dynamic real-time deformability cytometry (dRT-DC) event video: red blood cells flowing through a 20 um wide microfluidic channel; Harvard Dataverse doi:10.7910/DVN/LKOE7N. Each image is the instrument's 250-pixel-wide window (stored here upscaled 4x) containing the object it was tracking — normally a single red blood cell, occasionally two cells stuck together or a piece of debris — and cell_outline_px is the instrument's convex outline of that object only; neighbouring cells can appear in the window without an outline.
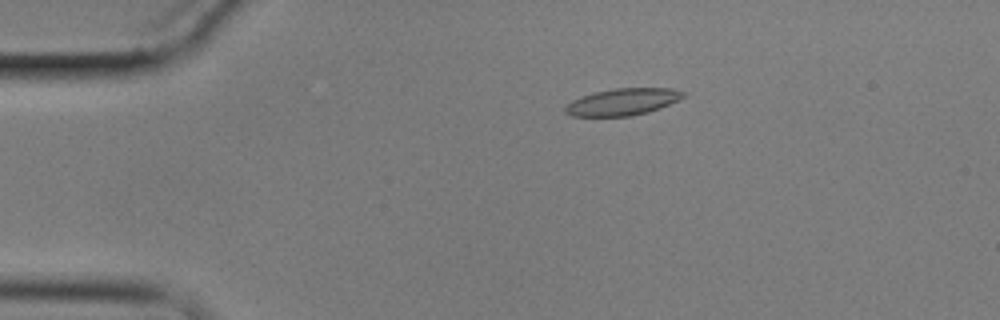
{"species": "common noctule bat (a hibernating species)", "species_latin": "Nyctalus noctula", "temperature_condition": "cold", "stored_images_in_passage": 7, "camera_frame_rate_fps": 3000, "um_per_image_px": 0.085, "animal": {"sex": "male", "body_mass_g": 17.9}, "frame": {"image": 1, "passage_image": 4, "time_ms": 3.667, "image_size_px": [1000, 320], "cell_outline_px": [[688, 96], [660, 108], [632, 116], [572, 116], [564, 112], [564, 108], [572, 100], [580, 96], [596, 92], [616, 88], [672, 88], [684, 92]], "centroid_in_image_um": [52.94, 8.65], "position_along_channel_um": 32.1, "area_um2": 18.5}}
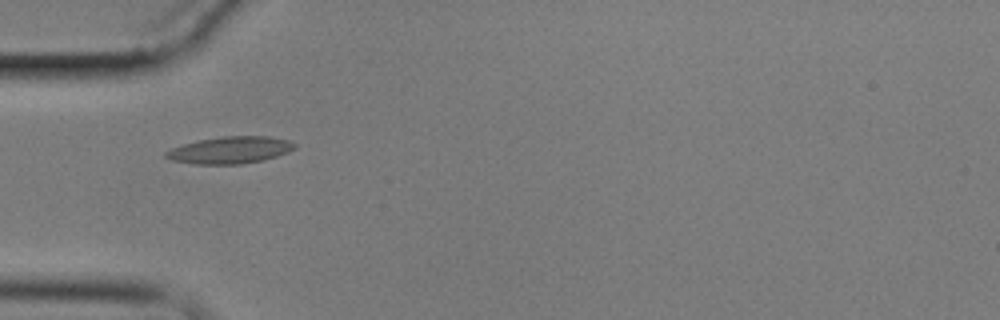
{"frame": {"image": 2, "passage_image": 6, "time_ms": 6.0, "image_size_px": [1000, 320], "cell_outline_px": [[296, 148], [288, 152], [264, 160], [240, 164], [196, 164], [172, 160], [164, 156], [164, 152], [172, 148], [184, 144], [200, 140], [220, 136], [268, 136], [288, 140], [296, 144]], "centroid_in_image_um": [19.58, 12.75], "position_along_channel_um": 65.4, "area_um2": 20.17}}
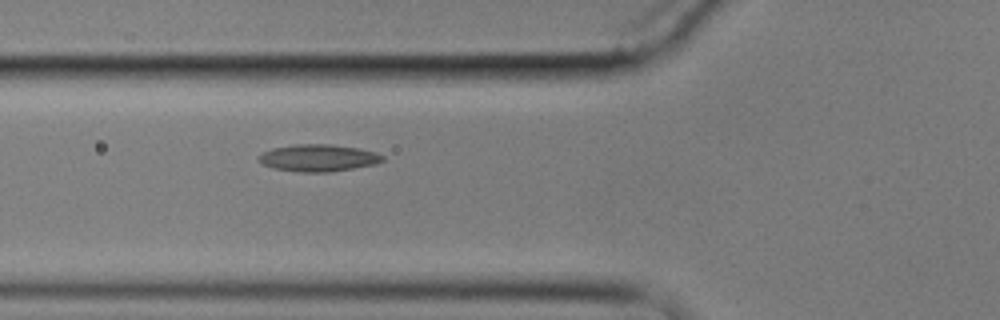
{"frame": {"image": 3, "passage_image": 7, "time_ms": 7.0, "image_size_px": [1000, 320], "cell_outline_px": [[384, 160], [376, 164], [328, 172], [300, 172], [272, 168], [264, 164], [256, 156], [272, 148], [296, 144], [328, 144], [360, 148], [376, 152], [384, 156]], "centroid_in_image_um": [27.07, 13.42], "position_along_channel_um": 98.7, "area_um2": 19.48}}